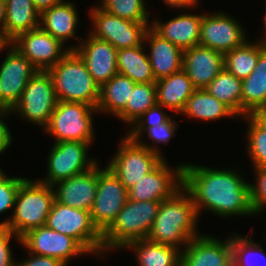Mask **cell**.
Here are the masks:
<instances>
[{
    "mask_svg": "<svg viewBox=\"0 0 266 266\" xmlns=\"http://www.w3.org/2000/svg\"><path fill=\"white\" fill-rule=\"evenodd\" d=\"M54 200L53 186L27 178L18 189L14 214L1 224L21 238L29 230L45 225Z\"/></svg>",
    "mask_w": 266,
    "mask_h": 266,
    "instance_id": "5b68a950",
    "label": "cell"
},
{
    "mask_svg": "<svg viewBox=\"0 0 266 266\" xmlns=\"http://www.w3.org/2000/svg\"><path fill=\"white\" fill-rule=\"evenodd\" d=\"M156 103V83H135L125 108L116 117L132 125Z\"/></svg>",
    "mask_w": 266,
    "mask_h": 266,
    "instance_id": "836d02e7",
    "label": "cell"
},
{
    "mask_svg": "<svg viewBox=\"0 0 266 266\" xmlns=\"http://www.w3.org/2000/svg\"><path fill=\"white\" fill-rule=\"evenodd\" d=\"M234 234L232 236L233 266H266L264 249L253 242V239H248L246 235L241 237Z\"/></svg>",
    "mask_w": 266,
    "mask_h": 266,
    "instance_id": "e575fe53",
    "label": "cell"
},
{
    "mask_svg": "<svg viewBox=\"0 0 266 266\" xmlns=\"http://www.w3.org/2000/svg\"><path fill=\"white\" fill-rule=\"evenodd\" d=\"M97 185L98 163L83 173L53 185L55 200L66 206L90 211L94 204Z\"/></svg>",
    "mask_w": 266,
    "mask_h": 266,
    "instance_id": "ffe728a7",
    "label": "cell"
},
{
    "mask_svg": "<svg viewBox=\"0 0 266 266\" xmlns=\"http://www.w3.org/2000/svg\"><path fill=\"white\" fill-rule=\"evenodd\" d=\"M128 200V190L108 168L98 165V185L94 204L90 210L92 222L103 234L114 222Z\"/></svg>",
    "mask_w": 266,
    "mask_h": 266,
    "instance_id": "7c38bea8",
    "label": "cell"
},
{
    "mask_svg": "<svg viewBox=\"0 0 266 266\" xmlns=\"http://www.w3.org/2000/svg\"><path fill=\"white\" fill-rule=\"evenodd\" d=\"M57 103L58 98L51 74L48 71L38 70L10 112H18L19 117L22 116L29 123L37 124L44 129L49 124Z\"/></svg>",
    "mask_w": 266,
    "mask_h": 266,
    "instance_id": "9c48e42d",
    "label": "cell"
},
{
    "mask_svg": "<svg viewBox=\"0 0 266 266\" xmlns=\"http://www.w3.org/2000/svg\"><path fill=\"white\" fill-rule=\"evenodd\" d=\"M144 43H148L149 61L155 80L158 81L183 69V50L161 38L151 28L146 31Z\"/></svg>",
    "mask_w": 266,
    "mask_h": 266,
    "instance_id": "603a6c76",
    "label": "cell"
},
{
    "mask_svg": "<svg viewBox=\"0 0 266 266\" xmlns=\"http://www.w3.org/2000/svg\"><path fill=\"white\" fill-rule=\"evenodd\" d=\"M244 30L236 19L226 13L202 14L198 45L225 55L248 40Z\"/></svg>",
    "mask_w": 266,
    "mask_h": 266,
    "instance_id": "2e32d148",
    "label": "cell"
},
{
    "mask_svg": "<svg viewBox=\"0 0 266 266\" xmlns=\"http://www.w3.org/2000/svg\"><path fill=\"white\" fill-rule=\"evenodd\" d=\"M7 114L10 116L9 111L0 110V154H2V152L4 153V151L10 147L11 142L13 141L11 131L4 121V117H7Z\"/></svg>",
    "mask_w": 266,
    "mask_h": 266,
    "instance_id": "ee69618b",
    "label": "cell"
},
{
    "mask_svg": "<svg viewBox=\"0 0 266 266\" xmlns=\"http://www.w3.org/2000/svg\"><path fill=\"white\" fill-rule=\"evenodd\" d=\"M164 107L160 104H155L144 112L130 127H152L165 123L170 116L164 112Z\"/></svg>",
    "mask_w": 266,
    "mask_h": 266,
    "instance_id": "60d3db41",
    "label": "cell"
},
{
    "mask_svg": "<svg viewBox=\"0 0 266 266\" xmlns=\"http://www.w3.org/2000/svg\"><path fill=\"white\" fill-rule=\"evenodd\" d=\"M144 45L120 49L117 52L118 74L129 77L135 83H156Z\"/></svg>",
    "mask_w": 266,
    "mask_h": 266,
    "instance_id": "83f0119b",
    "label": "cell"
},
{
    "mask_svg": "<svg viewBox=\"0 0 266 266\" xmlns=\"http://www.w3.org/2000/svg\"><path fill=\"white\" fill-rule=\"evenodd\" d=\"M93 29L88 34L102 41L109 42L117 50L138 47L144 44L149 22H134L121 19L100 7L90 9Z\"/></svg>",
    "mask_w": 266,
    "mask_h": 266,
    "instance_id": "30bf717a",
    "label": "cell"
},
{
    "mask_svg": "<svg viewBox=\"0 0 266 266\" xmlns=\"http://www.w3.org/2000/svg\"><path fill=\"white\" fill-rule=\"evenodd\" d=\"M242 80L223 69L205 88L241 118Z\"/></svg>",
    "mask_w": 266,
    "mask_h": 266,
    "instance_id": "1f68e13d",
    "label": "cell"
},
{
    "mask_svg": "<svg viewBox=\"0 0 266 266\" xmlns=\"http://www.w3.org/2000/svg\"><path fill=\"white\" fill-rule=\"evenodd\" d=\"M141 140L122 138L118 151L107 165L127 190L164 160L156 145L150 146Z\"/></svg>",
    "mask_w": 266,
    "mask_h": 266,
    "instance_id": "8992f818",
    "label": "cell"
},
{
    "mask_svg": "<svg viewBox=\"0 0 266 266\" xmlns=\"http://www.w3.org/2000/svg\"><path fill=\"white\" fill-rule=\"evenodd\" d=\"M135 82L129 77L117 74L100 87L97 112H106L115 117L125 108Z\"/></svg>",
    "mask_w": 266,
    "mask_h": 266,
    "instance_id": "4dcf8cb0",
    "label": "cell"
},
{
    "mask_svg": "<svg viewBox=\"0 0 266 266\" xmlns=\"http://www.w3.org/2000/svg\"><path fill=\"white\" fill-rule=\"evenodd\" d=\"M5 17H6L5 0H0V37L3 40H4V30H5Z\"/></svg>",
    "mask_w": 266,
    "mask_h": 266,
    "instance_id": "c3c4849f",
    "label": "cell"
},
{
    "mask_svg": "<svg viewBox=\"0 0 266 266\" xmlns=\"http://www.w3.org/2000/svg\"><path fill=\"white\" fill-rule=\"evenodd\" d=\"M29 258L22 261L21 263H16L15 266H66L63 262L58 259L42 256L37 254L29 253Z\"/></svg>",
    "mask_w": 266,
    "mask_h": 266,
    "instance_id": "7bdbcfd3",
    "label": "cell"
},
{
    "mask_svg": "<svg viewBox=\"0 0 266 266\" xmlns=\"http://www.w3.org/2000/svg\"><path fill=\"white\" fill-rule=\"evenodd\" d=\"M48 72L53 79L58 101L83 103L97 108L100 86L75 50H70Z\"/></svg>",
    "mask_w": 266,
    "mask_h": 266,
    "instance_id": "3957f363",
    "label": "cell"
},
{
    "mask_svg": "<svg viewBox=\"0 0 266 266\" xmlns=\"http://www.w3.org/2000/svg\"><path fill=\"white\" fill-rule=\"evenodd\" d=\"M202 14H180L165 23L153 20L150 28L183 51L198 45Z\"/></svg>",
    "mask_w": 266,
    "mask_h": 266,
    "instance_id": "7402d4cb",
    "label": "cell"
},
{
    "mask_svg": "<svg viewBox=\"0 0 266 266\" xmlns=\"http://www.w3.org/2000/svg\"><path fill=\"white\" fill-rule=\"evenodd\" d=\"M183 248L180 266H233L232 235L224 241L200 235Z\"/></svg>",
    "mask_w": 266,
    "mask_h": 266,
    "instance_id": "ac0fdd59",
    "label": "cell"
},
{
    "mask_svg": "<svg viewBox=\"0 0 266 266\" xmlns=\"http://www.w3.org/2000/svg\"><path fill=\"white\" fill-rule=\"evenodd\" d=\"M125 248L134 250L139 266H180L181 251L177 248L146 239L129 243Z\"/></svg>",
    "mask_w": 266,
    "mask_h": 266,
    "instance_id": "f1b7e54d",
    "label": "cell"
},
{
    "mask_svg": "<svg viewBox=\"0 0 266 266\" xmlns=\"http://www.w3.org/2000/svg\"><path fill=\"white\" fill-rule=\"evenodd\" d=\"M4 41L11 43L20 34L40 27V13L32 0H5Z\"/></svg>",
    "mask_w": 266,
    "mask_h": 266,
    "instance_id": "4316f807",
    "label": "cell"
},
{
    "mask_svg": "<svg viewBox=\"0 0 266 266\" xmlns=\"http://www.w3.org/2000/svg\"><path fill=\"white\" fill-rule=\"evenodd\" d=\"M26 179L24 177H10L3 170L0 171V214L14 209L18 189Z\"/></svg>",
    "mask_w": 266,
    "mask_h": 266,
    "instance_id": "f35d334b",
    "label": "cell"
},
{
    "mask_svg": "<svg viewBox=\"0 0 266 266\" xmlns=\"http://www.w3.org/2000/svg\"><path fill=\"white\" fill-rule=\"evenodd\" d=\"M250 116L266 130V107L254 110Z\"/></svg>",
    "mask_w": 266,
    "mask_h": 266,
    "instance_id": "7dc6e473",
    "label": "cell"
},
{
    "mask_svg": "<svg viewBox=\"0 0 266 266\" xmlns=\"http://www.w3.org/2000/svg\"><path fill=\"white\" fill-rule=\"evenodd\" d=\"M169 7L188 9L199 4V0H163Z\"/></svg>",
    "mask_w": 266,
    "mask_h": 266,
    "instance_id": "f6af8a7d",
    "label": "cell"
},
{
    "mask_svg": "<svg viewBox=\"0 0 266 266\" xmlns=\"http://www.w3.org/2000/svg\"><path fill=\"white\" fill-rule=\"evenodd\" d=\"M97 108L88 104L58 101L44 132L54 137L55 142L94 141L93 112Z\"/></svg>",
    "mask_w": 266,
    "mask_h": 266,
    "instance_id": "ba28073f",
    "label": "cell"
},
{
    "mask_svg": "<svg viewBox=\"0 0 266 266\" xmlns=\"http://www.w3.org/2000/svg\"><path fill=\"white\" fill-rule=\"evenodd\" d=\"M198 217L191 195L182 187L171 198L161 201L147 239L182 251L181 246L186 247L191 239L200 236Z\"/></svg>",
    "mask_w": 266,
    "mask_h": 266,
    "instance_id": "7a4b0ae2",
    "label": "cell"
},
{
    "mask_svg": "<svg viewBox=\"0 0 266 266\" xmlns=\"http://www.w3.org/2000/svg\"><path fill=\"white\" fill-rule=\"evenodd\" d=\"M21 245L31 254L52 257L65 265L75 256L89 254L75 239L46 225L29 230L21 237Z\"/></svg>",
    "mask_w": 266,
    "mask_h": 266,
    "instance_id": "9a60e30c",
    "label": "cell"
},
{
    "mask_svg": "<svg viewBox=\"0 0 266 266\" xmlns=\"http://www.w3.org/2000/svg\"><path fill=\"white\" fill-rule=\"evenodd\" d=\"M0 66V110L11 111L38 69L11 43Z\"/></svg>",
    "mask_w": 266,
    "mask_h": 266,
    "instance_id": "4fadbf2b",
    "label": "cell"
},
{
    "mask_svg": "<svg viewBox=\"0 0 266 266\" xmlns=\"http://www.w3.org/2000/svg\"><path fill=\"white\" fill-rule=\"evenodd\" d=\"M176 121L171 117L163 124L152 127H131L127 136L131 139H141L143 132H147L149 139L154 143L170 142V139L175 135Z\"/></svg>",
    "mask_w": 266,
    "mask_h": 266,
    "instance_id": "74e56055",
    "label": "cell"
},
{
    "mask_svg": "<svg viewBox=\"0 0 266 266\" xmlns=\"http://www.w3.org/2000/svg\"><path fill=\"white\" fill-rule=\"evenodd\" d=\"M182 114L201 121L217 120L237 115L224 103L217 100L206 89H196L188 98Z\"/></svg>",
    "mask_w": 266,
    "mask_h": 266,
    "instance_id": "f546056e",
    "label": "cell"
},
{
    "mask_svg": "<svg viewBox=\"0 0 266 266\" xmlns=\"http://www.w3.org/2000/svg\"><path fill=\"white\" fill-rule=\"evenodd\" d=\"M256 184H250V199L254 214L266 208V167L254 168Z\"/></svg>",
    "mask_w": 266,
    "mask_h": 266,
    "instance_id": "ab89813d",
    "label": "cell"
},
{
    "mask_svg": "<svg viewBox=\"0 0 266 266\" xmlns=\"http://www.w3.org/2000/svg\"><path fill=\"white\" fill-rule=\"evenodd\" d=\"M263 18H264L263 22H264V25H265V33H264L265 35H264V38L266 39V12H265Z\"/></svg>",
    "mask_w": 266,
    "mask_h": 266,
    "instance_id": "f907efd6",
    "label": "cell"
},
{
    "mask_svg": "<svg viewBox=\"0 0 266 266\" xmlns=\"http://www.w3.org/2000/svg\"><path fill=\"white\" fill-rule=\"evenodd\" d=\"M7 47V43L0 37V52Z\"/></svg>",
    "mask_w": 266,
    "mask_h": 266,
    "instance_id": "681fc988",
    "label": "cell"
},
{
    "mask_svg": "<svg viewBox=\"0 0 266 266\" xmlns=\"http://www.w3.org/2000/svg\"><path fill=\"white\" fill-rule=\"evenodd\" d=\"M224 69V55L208 47L195 45L183 52V70L195 89H205Z\"/></svg>",
    "mask_w": 266,
    "mask_h": 266,
    "instance_id": "44dd1931",
    "label": "cell"
},
{
    "mask_svg": "<svg viewBox=\"0 0 266 266\" xmlns=\"http://www.w3.org/2000/svg\"><path fill=\"white\" fill-rule=\"evenodd\" d=\"M15 237L21 244V238L11 232L6 225L0 223V266H15L10 240Z\"/></svg>",
    "mask_w": 266,
    "mask_h": 266,
    "instance_id": "b9f144b4",
    "label": "cell"
},
{
    "mask_svg": "<svg viewBox=\"0 0 266 266\" xmlns=\"http://www.w3.org/2000/svg\"><path fill=\"white\" fill-rule=\"evenodd\" d=\"M248 125L247 151L253 162V168L266 167V130L250 115L243 117Z\"/></svg>",
    "mask_w": 266,
    "mask_h": 266,
    "instance_id": "8d00e7d4",
    "label": "cell"
},
{
    "mask_svg": "<svg viewBox=\"0 0 266 266\" xmlns=\"http://www.w3.org/2000/svg\"><path fill=\"white\" fill-rule=\"evenodd\" d=\"M161 201L127 200L111 226L102 234L103 254L124 249L129 243L146 239Z\"/></svg>",
    "mask_w": 266,
    "mask_h": 266,
    "instance_id": "277c9868",
    "label": "cell"
},
{
    "mask_svg": "<svg viewBox=\"0 0 266 266\" xmlns=\"http://www.w3.org/2000/svg\"><path fill=\"white\" fill-rule=\"evenodd\" d=\"M90 145L79 141L54 142L48 156L47 177L37 181L53 186L93 168L97 162L87 156Z\"/></svg>",
    "mask_w": 266,
    "mask_h": 266,
    "instance_id": "8fae6325",
    "label": "cell"
},
{
    "mask_svg": "<svg viewBox=\"0 0 266 266\" xmlns=\"http://www.w3.org/2000/svg\"><path fill=\"white\" fill-rule=\"evenodd\" d=\"M69 49L78 53L94 81L100 87L118 74V50L109 42L99 40L89 34L86 42H79L75 46L69 47Z\"/></svg>",
    "mask_w": 266,
    "mask_h": 266,
    "instance_id": "d6986e66",
    "label": "cell"
},
{
    "mask_svg": "<svg viewBox=\"0 0 266 266\" xmlns=\"http://www.w3.org/2000/svg\"><path fill=\"white\" fill-rule=\"evenodd\" d=\"M241 117L266 107V39L260 38V55L255 70L242 80Z\"/></svg>",
    "mask_w": 266,
    "mask_h": 266,
    "instance_id": "cb8c5ba5",
    "label": "cell"
},
{
    "mask_svg": "<svg viewBox=\"0 0 266 266\" xmlns=\"http://www.w3.org/2000/svg\"><path fill=\"white\" fill-rule=\"evenodd\" d=\"M236 170L183 164V188L191 195L200 218L204 209L219 217L255 215L250 183Z\"/></svg>",
    "mask_w": 266,
    "mask_h": 266,
    "instance_id": "6da1fadb",
    "label": "cell"
},
{
    "mask_svg": "<svg viewBox=\"0 0 266 266\" xmlns=\"http://www.w3.org/2000/svg\"><path fill=\"white\" fill-rule=\"evenodd\" d=\"M45 225L75 239L89 254H103L102 234L94 226L90 211L79 210L54 200Z\"/></svg>",
    "mask_w": 266,
    "mask_h": 266,
    "instance_id": "52a82bcc",
    "label": "cell"
},
{
    "mask_svg": "<svg viewBox=\"0 0 266 266\" xmlns=\"http://www.w3.org/2000/svg\"><path fill=\"white\" fill-rule=\"evenodd\" d=\"M76 8L74 3L63 0L40 14V27L63 44L71 38L81 42L82 38L75 34L79 19Z\"/></svg>",
    "mask_w": 266,
    "mask_h": 266,
    "instance_id": "d4e9b609",
    "label": "cell"
},
{
    "mask_svg": "<svg viewBox=\"0 0 266 266\" xmlns=\"http://www.w3.org/2000/svg\"><path fill=\"white\" fill-rule=\"evenodd\" d=\"M183 163L171 169L164 159L153 171L143 176L128 190V199L163 201L183 187Z\"/></svg>",
    "mask_w": 266,
    "mask_h": 266,
    "instance_id": "5bb4252c",
    "label": "cell"
},
{
    "mask_svg": "<svg viewBox=\"0 0 266 266\" xmlns=\"http://www.w3.org/2000/svg\"><path fill=\"white\" fill-rule=\"evenodd\" d=\"M145 4V0H102L98 7L121 19L148 22L150 14Z\"/></svg>",
    "mask_w": 266,
    "mask_h": 266,
    "instance_id": "d590c367",
    "label": "cell"
},
{
    "mask_svg": "<svg viewBox=\"0 0 266 266\" xmlns=\"http://www.w3.org/2000/svg\"><path fill=\"white\" fill-rule=\"evenodd\" d=\"M35 9L41 14L43 11L50 9L54 5L61 3L63 0H32Z\"/></svg>",
    "mask_w": 266,
    "mask_h": 266,
    "instance_id": "bcb514c9",
    "label": "cell"
},
{
    "mask_svg": "<svg viewBox=\"0 0 266 266\" xmlns=\"http://www.w3.org/2000/svg\"><path fill=\"white\" fill-rule=\"evenodd\" d=\"M247 41L224 55V69L240 80L255 70L260 55V40L258 43Z\"/></svg>",
    "mask_w": 266,
    "mask_h": 266,
    "instance_id": "d6a6232c",
    "label": "cell"
},
{
    "mask_svg": "<svg viewBox=\"0 0 266 266\" xmlns=\"http://www.w3.org/2000/svg\"><path fill=\"white\" fill-rule=\"evenodd\" d=\"M11 44L41 71H48L70 51L41 27L20 34Z\"/></svg>",
    "mask_w": 266,
    "mask_h": 266,
    "instance_id": "e0dca14e",
    "label": "cell"
},
{
    "mask_svg": "<svg viewBox=\"0 0 266 266\" xmlns=\"http://www.w3.org/2000/svg\"><path fill=\"white\" fill-rule=\"evenodd\" d=\"M195 90L191 80L182 69L156 81L157 104L181 114L188 98Z\"/></svg>",
    "mask_w": 266,
    "mask_h": 266,
    "instance_id": "484cf974",
    "label": "cell"
}]
</instances>
